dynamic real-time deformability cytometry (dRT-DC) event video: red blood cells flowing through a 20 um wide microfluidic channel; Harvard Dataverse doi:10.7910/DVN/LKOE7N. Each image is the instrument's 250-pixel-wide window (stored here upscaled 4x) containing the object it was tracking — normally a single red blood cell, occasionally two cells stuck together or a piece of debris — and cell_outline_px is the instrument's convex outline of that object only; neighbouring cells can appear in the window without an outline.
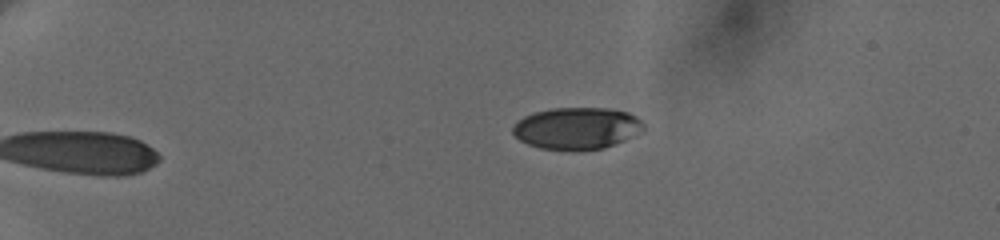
{"species": "human", "species_latin": "Homo sapiens", "temperature_condition": "cold", "stored_images_in_passage": 7, "camera_frame_rate_fps": 3000, "um_per_image_px": 0.085, "donor": {"sex": "female"}, "frame": {"image": 1, "passage_image": 1, "time_ms": 0.0, "image_size_px": [1000, 240], "cell_outline_px": [[644, 128], [624, 140], [604, 148], [572, 152], [540, 148], [528, 144], [520, 140], [512, 132], [512, 124], [524, 116], [536, 112], [552, 108], [608, 108], [628, 112], [636, 116], [644, 124]], "centroid_in_image_um": [48.99, 10.92], "position_along_channel_um": 36.0, "area_um2": 32.14}}
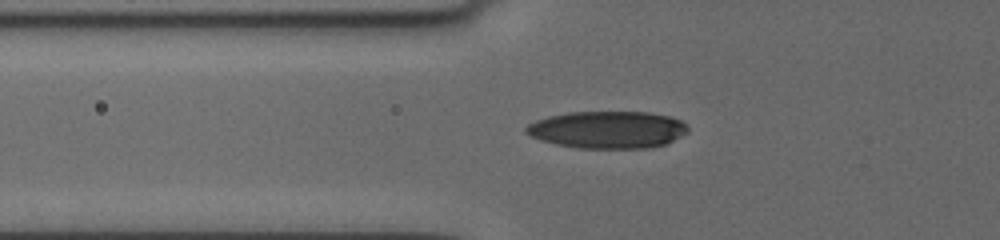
{"frame": {"image": 2, "passage_image": 5, "time_ms": 3.333, "image_size_px": [1000, 240], "cell_outline_px": [[688, 132], [664, 144], [648, 148], [576, 148], [556, 144], [540, 140], [524, 132], [524, 128], [528, 124], [536, 120], [548, 116], [568, 112], [648, 112], [668, 116], [680, 120], [688, 128]], "centroid_in_image_um": [51.6, 11.02], "position_along_channel_um": 74.2, "area_um2": 35.03}}
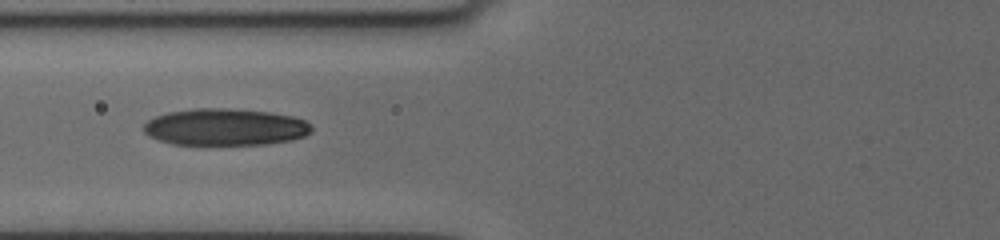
{"frame": {"image": 3, "passage_image": 6, "time_ms": 4.333, "image_size_px": [1000, 240], "cell_outline_px": [[312, 132], [304, 136], [292, 140], [264, 144], [172, 144], [148, 136], [144, 132], [144, 124], [148, 120], [156, 116], [168, 112], [196, 108], [228, 108], [268, 112], [292, 116], [304, 120], [312, 124]], "centroid_in_image_um": [19.15, 10.79], "position_along_channel_um": 106.6, "area_um2": 36.01}}